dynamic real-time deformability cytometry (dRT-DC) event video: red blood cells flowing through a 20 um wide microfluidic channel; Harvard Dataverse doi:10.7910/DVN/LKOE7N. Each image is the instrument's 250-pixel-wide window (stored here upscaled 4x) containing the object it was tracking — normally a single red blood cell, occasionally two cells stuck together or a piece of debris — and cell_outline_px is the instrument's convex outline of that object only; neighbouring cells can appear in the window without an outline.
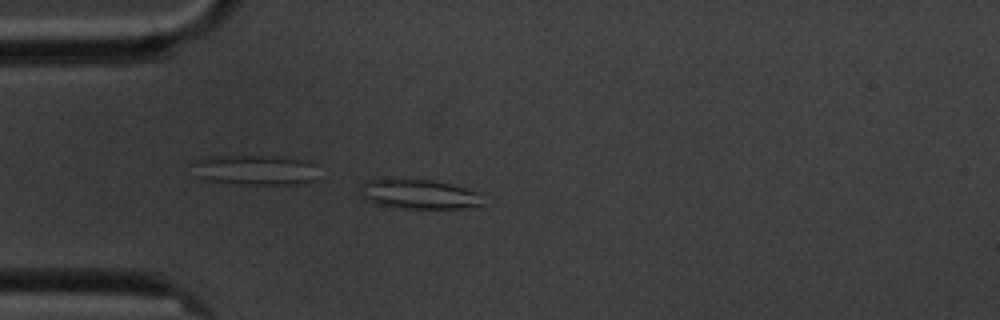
{"species": "common noctule bat (a hibernating species)", "species_latin": "Nyctalus noctula", "temperature_condition": "cold", "stored_images_in_passage": 5, "camera_frame_rate_fps": 3000, "um_per_image_px": 0.085, "animal": {"sex": "male", "body_mass_g": 20.1, "forearm_length_mm": 53.5}, "frame": {"image": 1, "passage_image": 5, "time_ms": 5.333, "image_size_px": [1000, 320], "cell_outline_px": [[480, 204], [464, 208], [404, 208], [376, 204], [364, 200], [360, 196], [360, 184], [364, 180], [380, 176], [432, 180], [480, 192]], "centroid_in_image_um": [35.42, 16.45], "position_along_channel_um": 49.6, "area_um2": 21.68}}